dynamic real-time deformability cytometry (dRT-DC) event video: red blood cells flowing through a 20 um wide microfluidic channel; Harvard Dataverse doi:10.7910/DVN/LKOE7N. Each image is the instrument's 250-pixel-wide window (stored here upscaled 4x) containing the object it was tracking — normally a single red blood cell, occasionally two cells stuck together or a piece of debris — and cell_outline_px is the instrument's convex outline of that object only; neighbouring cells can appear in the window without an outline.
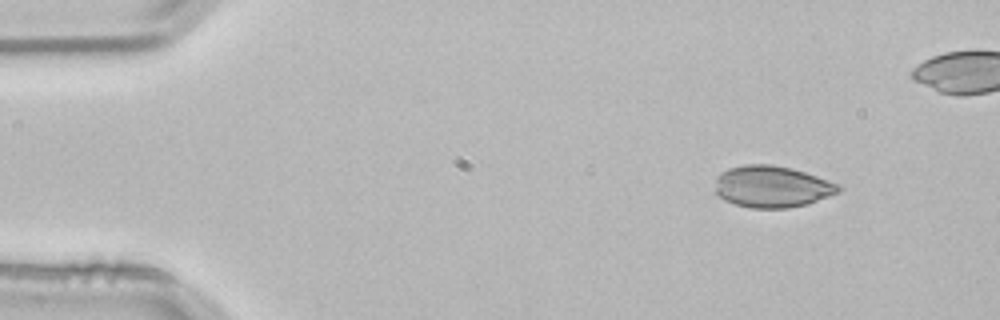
{"species": "common noctule bat (a hibernating species)", "species_latin": "Nyctalus noctula", "temperature_condition": "room temperature", "stored_images_in_passage": 3, "camera_frame_rate_fps": 3000, "um_per_image_px": 0.085, "animal": {"sex": "male", "body_mass_g": 21.5, "forearm_length_mm": 52.0}, "frame": {"image": 1, "passage_image": 1, "time_ms": 0.0, "image_size_px": [1000, 320], "cell_outline_px": [[844, 188], [840, 192], [808, 204], [788, 208], [752, 208], [736, 204], [724, 200], [716, 192], [716, 176], [720, 172], [728, 168], [744, 164], [772, 164], [792, 168], [840, 184]], "centroid_in_image_um": [65.64, 15.85], "position_along_channel_um": 19.4, "area_um2": 30.17}}